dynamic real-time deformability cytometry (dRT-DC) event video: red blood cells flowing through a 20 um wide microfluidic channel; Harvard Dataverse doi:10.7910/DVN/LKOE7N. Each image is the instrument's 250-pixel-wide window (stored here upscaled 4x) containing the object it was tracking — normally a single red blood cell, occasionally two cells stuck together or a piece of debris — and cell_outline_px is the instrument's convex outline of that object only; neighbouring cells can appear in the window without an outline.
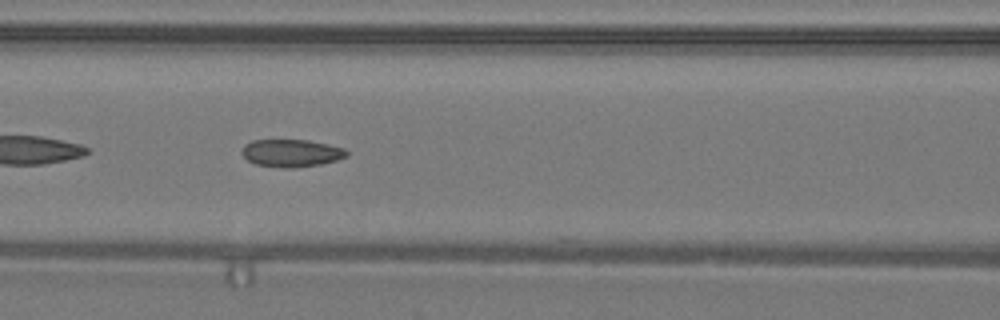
{"species": "common noctule bat (a hibernating species)", "species_latin": "Nyctalus noctula", "temperature_condition": "warm", "stored_images_in_passage": 48, "camera_frame_rate_fps": 3000, "um_per_image_px": 0.085, "animal": {"sex": "male", "body_mass_g": 19.2, "forearm_length_mm": 51.8}, "frame": {"image": 1, "passage_image": 21, "time_ms": 6.667, "image_size_px": [1000, 320], "cell_outline_px": [[348, 156], [336, 160], [320, 164], [288, 168], [256, 164], [248, 160], [240, 152], [244, 144], [252, 140], [308, 140], [328, 144], [344, 148], [348, 152]], "centroid_in_image_um": [24.76, 12.99], "position_along_channel_um": 141.8, "area_um2": 16.7}, "authors_computed_cell_mechanics": {"area_um2": 17.5134, "velocity_mm_per_s": 4.3107, "shape_relaxation_time_tau1_ms": 9.3022, "shape_relaxation_time_tau2_ms": 1.7791, "deformation_change_tau1": 0.1893, "deformation_change_tau2": 0.0733}}